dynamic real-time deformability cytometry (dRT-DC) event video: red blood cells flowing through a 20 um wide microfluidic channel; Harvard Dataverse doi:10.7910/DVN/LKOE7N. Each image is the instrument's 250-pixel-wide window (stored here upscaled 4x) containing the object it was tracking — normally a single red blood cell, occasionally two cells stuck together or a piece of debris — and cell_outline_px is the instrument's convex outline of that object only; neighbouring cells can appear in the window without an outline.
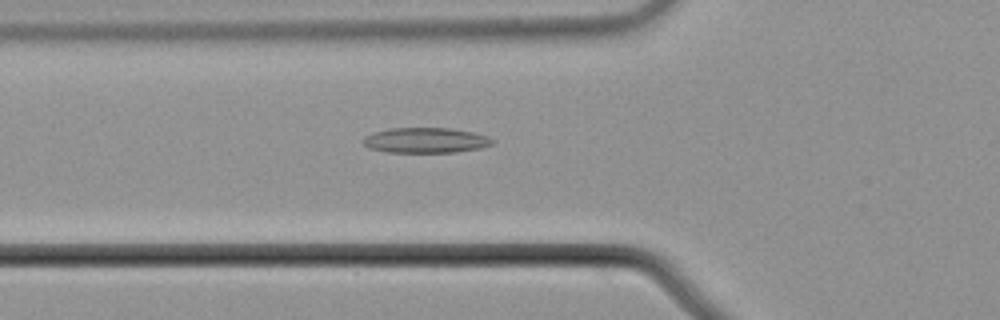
{"species": "common noctule bat (a hibernating species)", "species_latin": "Nyctalus noctula", "temperature_condition": "cold", "stored_images_in_passage": 56, "camera_frame_rate_fps": 3000, "um_per_image_px": 0.085, "animal": {"sex": "male", "body_mass_g": 21.5, "forearm_length_mm": 52.0}, "frame": {"image": 1, "passage_image": 21, "time_ms": 6.667, "image_size_px": [1000, 320], "cell_outline_px": [[496, 140], [492, 144], [480, 148], [456, 152], [388, 152], [368, 148], [364, 144], [364, 136], [372, 132], [388, 128], [448, 128], [472, 132], [488, 136]], "centroid_in_image_um": [36.17, 11.92], "position_along_channel_um": 89.6, "area_um2": 19.07}}
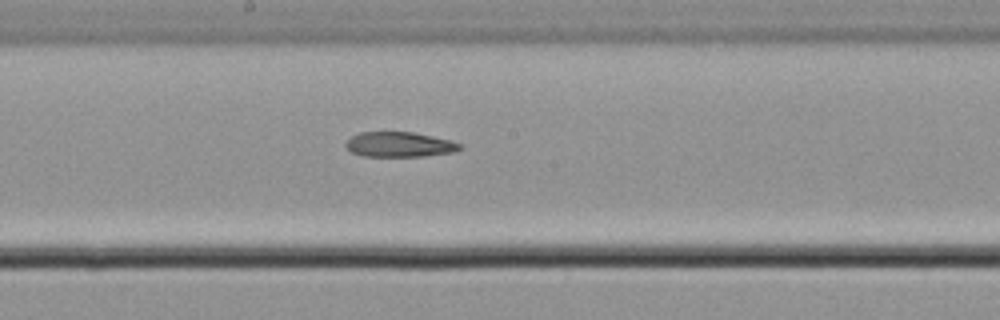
{"frame": {"image": 2, "passage_image": 31, "time_ms": 10.0, "image_size_px": [1000, 320], "cell_outline_px": [[460, 148], [456, 152], [424, 156], [360, 156], [352, 152], [344, 144], [352, 136], [360, 132], [412, 132], [452, 140], [460, 144]], "centroid_in_image_um": [33.95, 12.28], "position_along_channel_um": 214.2, "area_um2": 16.59}}
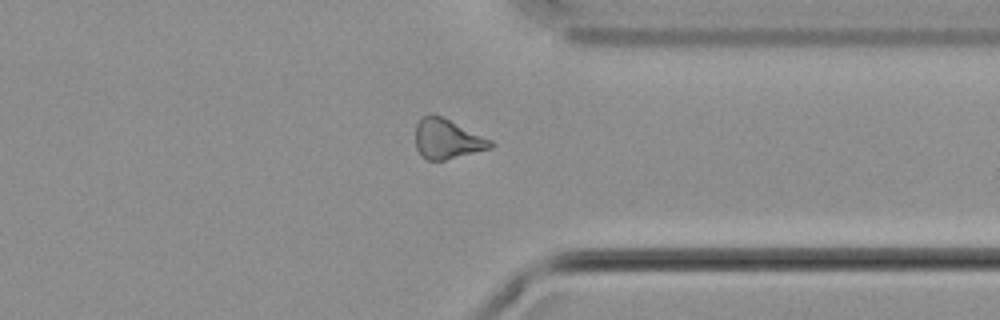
{"frame": {"image": 3, "passage_image": 44, "time_ms": 14.333, "image_size_px": [1000, 320], "cell_outline_px": [[496, 144], [492, 148], [444, 160], [428, 160], [420, 156], [416, 148], [416, 124], [424, 116], [432, 112], [444, 116], [492, 140]], "centroid_in_image_um": [38.02, 11.79], "position_along_channel_um": 373.4, "area_um2": 17.74}}